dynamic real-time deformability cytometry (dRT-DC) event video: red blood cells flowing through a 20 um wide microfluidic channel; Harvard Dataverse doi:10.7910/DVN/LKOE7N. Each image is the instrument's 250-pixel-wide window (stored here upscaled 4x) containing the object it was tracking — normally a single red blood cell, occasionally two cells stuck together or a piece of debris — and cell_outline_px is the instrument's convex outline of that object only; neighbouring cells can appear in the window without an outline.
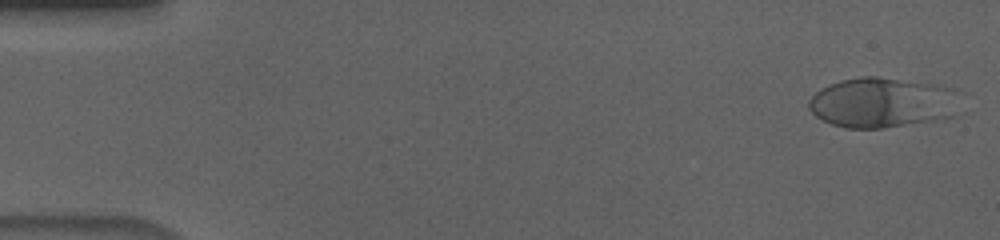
{"species": "human", "species_latin": "Homo sapiens", "temperature_condition": "cold", "stored_images_in_passage": 14, "camera_frame_rate_fps": 3000, "um_per_image_px": 0.085, "donor": {"sex": "male"}, "frame": {"image": 1, "passage_image": 1, "time_ms": 0.0, "image_size_px": [1000, 240], "cell_outline_px": [[952, 116], [932, 120], [884, 128], [844, 128], [832, 124], [816, 116], [808, 108], [808, 100], [820, 88], [828, 84], [840, 80], [860, 76], [876, 76], [944, 84], [952, 88]], "centroid_in_image_um": [74.86, 8.69], "position_along_channel_um": 10.1, "area_um2": 43.75}}
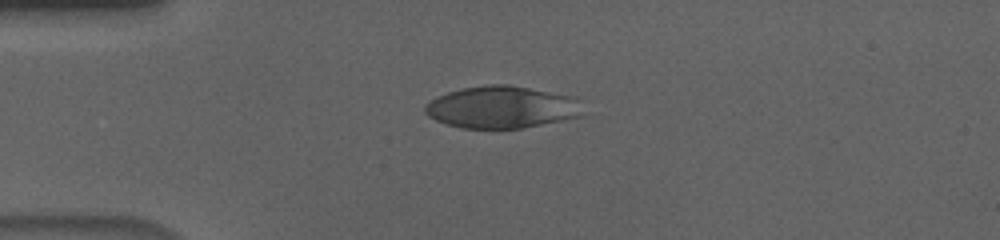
{"frame": {"image": 2, "passage_image": 13, "time_ms": 4.0, "image_size_px": [1000, 240], "cell_outline_px": [[584, 116], [524, 128], [460, 128], [436, 120], [428, 116], [424, 112], [424, 104], [436, 96], [448, 92], [464, 88], [488, 84], [508, 84], [576, 96], [580, 100]], "centroid_in_image_um": [42.69, 9.1], "position_along_channel_um": 42.3, "area_um2": 39.25}}